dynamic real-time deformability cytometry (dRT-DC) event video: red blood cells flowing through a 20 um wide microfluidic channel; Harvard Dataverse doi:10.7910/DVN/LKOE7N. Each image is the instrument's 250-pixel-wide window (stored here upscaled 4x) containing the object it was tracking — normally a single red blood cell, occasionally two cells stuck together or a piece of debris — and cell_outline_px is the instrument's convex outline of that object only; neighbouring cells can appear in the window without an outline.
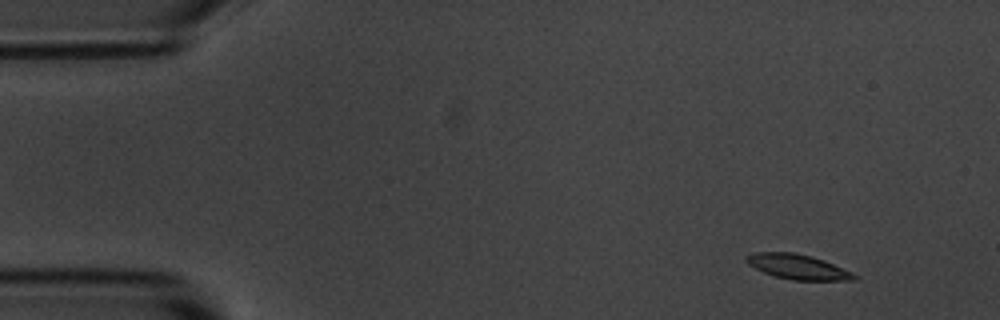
{"species": "common noctule bat (a hibernating species)", "species_latin": "Nyctalus noctula", "temperature_condition": "room temperature", "stored_images_in_passage": 4, "camera_frame_rate_fps": 3000, "um_per_image_px": 0.085, "animal": {"sex": "male", "body_mass_g": 20.1, "forearm_length_mm": 53.5}, "frame": {"image": 1, "passage_image": 1, "time_ms": 0.0, "image_size_px": [1000, 320], "cell_outline_px": [[860, 276], [856, 280], [792, 280], [776, 276], [764, 272], [748, 264], [744, 260], [744, 256], [752, 252], [792, 252], [812, 256], [824, 260], [852, 272]], "centroid_in_image_um": [67.81, 22.67], "position_along_channel_um": 17.2, "area_um2": 15.72}}
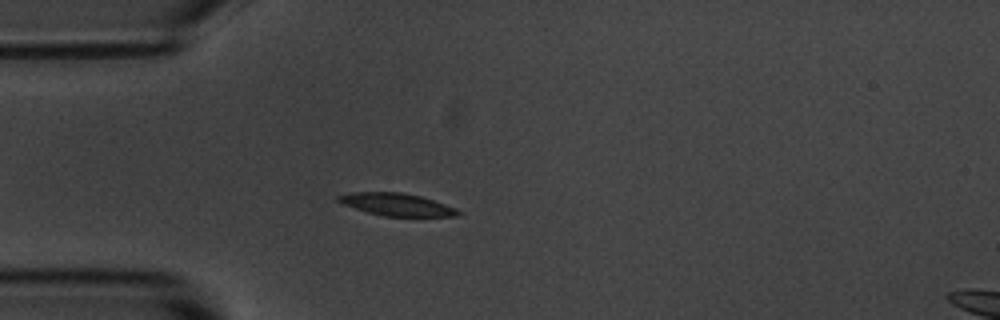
{"frame": {"image": 2, "passage_image": 4, "time_ms": 3.333, "image_size_px": [1000, 320], "cell_outline_px": [[460, 212], [456, 216], [384, 216], [368, 212], [344, 204], [336, 200], [336, 196], [352, 192], [400, 192], [420, 196], [456, 208]], "centroid_in_image_um": [33.69, 17.37], "position_along_channel_um": 51.3, "area_um2": 15.37}}